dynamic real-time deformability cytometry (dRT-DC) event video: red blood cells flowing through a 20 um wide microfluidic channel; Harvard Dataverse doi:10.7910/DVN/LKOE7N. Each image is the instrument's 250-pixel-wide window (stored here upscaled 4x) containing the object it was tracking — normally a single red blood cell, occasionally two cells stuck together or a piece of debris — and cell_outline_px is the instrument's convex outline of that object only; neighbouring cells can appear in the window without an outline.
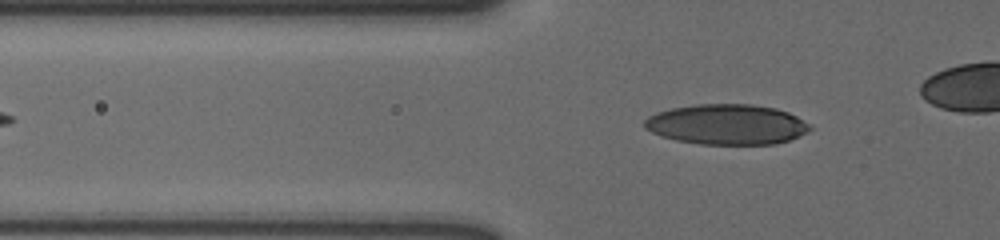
{"species": "human", "species_latin": "Homo sapiens", "temperature_condition": "cold", "stored_images_in_passage": 45, "camera_frame_rate_fps": 3000, "um_per_image_px": 0.085, "donor": {"sex": "male"}, "frame": {"image": 1, "passage_image": 13, "time_ms": 4.0, "image_size_px": [1000, 240], "cell_outline_px": [[812, 128], [800, 136], [776, 144], [700, 144], [676, 140], [660, 136], [644, 128], [644, 120], [648, 116], [656, 112], [672, 108], [696, 104], [752, 104], [776, 108], [788, 112], [796, 116], [808, 124]], "centroid_in_image_um": [61.75, 10.57], "position_along_channel_um": 64.0, "area_um2": 38.9}}
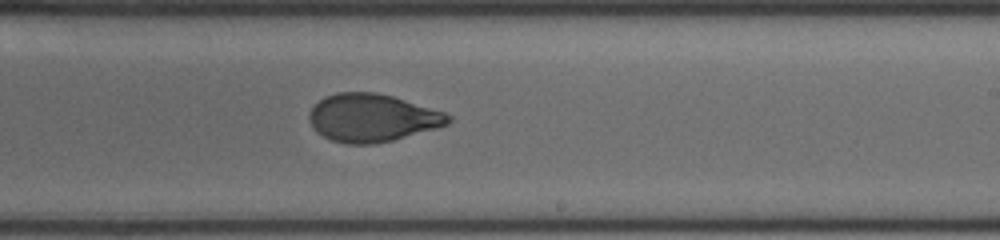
{"frame": {"image": 2, "passage_image": 30, "time_ms": 9.667, "image_size_px": [1000, 240], "cell_outline_px": [[452, 120], [448, 124], [436, 128], [392, 140], [372, 144], [348, 144], [332, 140], [316, 132], [308, 120], [308, 112], [324, 96], [336, 92], [376, 92], [392, 96], [444, 112], [452, 116]], "centroid_in_image_um": [31.6, 10.01], "position_along_channel_um": 257.4, "area_um2": 38.67}}
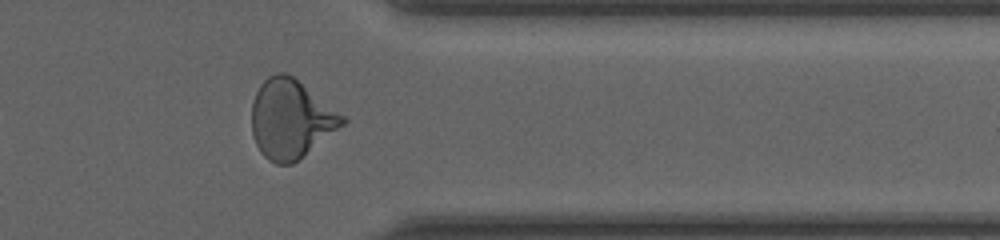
{"frame": {"image": 3, "passage_image": 41, "time_ms": 13.333, "image_size_px": [1000, 240], "cell_outline_px": [[348, 120], [344, 124], [292, 164], [276, 164], [268, 160], [260, 152], [256, 144], [252, 132], [252, 100], [260, 84], [268, 76], [276, 72], [284, 72], [292, 76], [344, 116]], "centroid_in_image_um": [24.68, 10.11], "position_along_channel_um": 386.7, "area_um2": 41.1}}